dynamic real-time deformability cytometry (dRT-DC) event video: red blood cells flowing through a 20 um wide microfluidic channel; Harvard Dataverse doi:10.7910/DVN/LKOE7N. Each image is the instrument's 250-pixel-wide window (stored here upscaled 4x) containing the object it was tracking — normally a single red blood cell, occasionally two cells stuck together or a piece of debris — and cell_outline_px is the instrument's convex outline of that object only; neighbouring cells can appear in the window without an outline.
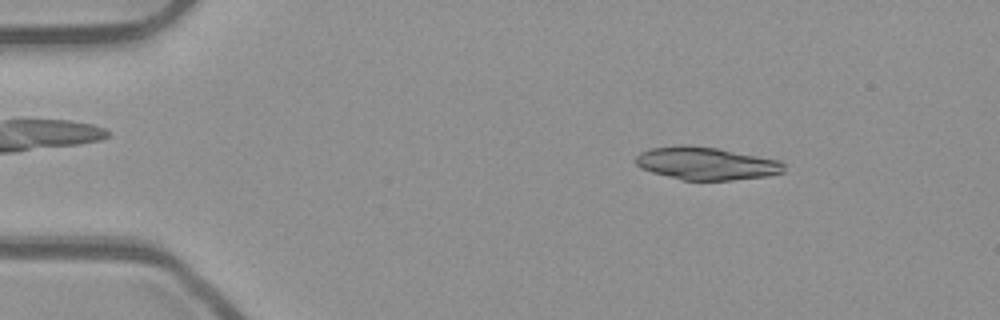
{"species": "common noctule bat (a hibernating species)", "species_latin": "Nyctalus noctula", "temperature_condition": "room temperature", "stored_images_in_passage": 14, "camera_frame_rate_fps": 3000, "um_per_image_px": 0.085, "animal": {"sex": "male", "body_mass_g": 23.1, "forearm_length_mm": 52.7}, "frame": {"image": 1, "passage_image": 7, "time_ms": 2.0, "image_size_px": [1000, 320], "cell_outline_px": [[784, 172], [768, 176], [732, 180], [680, 180], [652, 172], [640, 168], [636, 164], [636, 156], [640, 152], [648, 148], [680, 144], [688, 144], [716, 148], [780, 160], [784, 164]], "centroid_in_image_um": [59.99, 13.88], "position_along_channel_um": 25.0, "area_um2": 28.55}}